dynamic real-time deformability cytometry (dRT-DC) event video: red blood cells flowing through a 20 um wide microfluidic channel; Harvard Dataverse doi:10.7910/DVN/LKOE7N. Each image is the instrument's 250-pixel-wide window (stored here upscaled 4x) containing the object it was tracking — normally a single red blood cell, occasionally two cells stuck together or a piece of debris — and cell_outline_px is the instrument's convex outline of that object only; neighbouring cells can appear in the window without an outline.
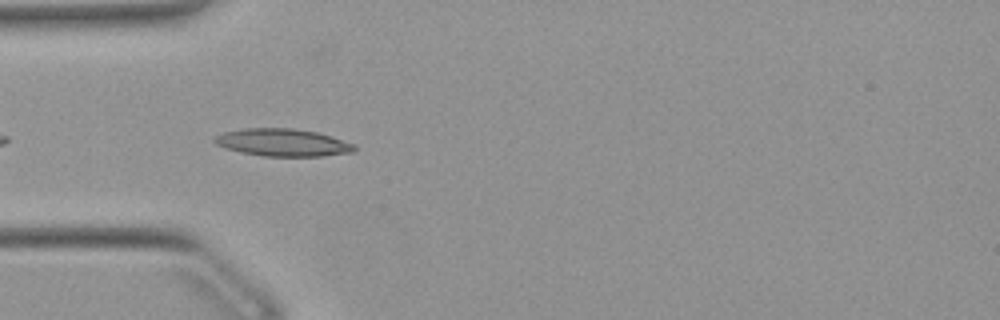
{"species": "Egyptian fruit bat (a non-hibernating species)", "species_latin": "Rousettus aegyptiacus", "temperature_condition": "warm", "stored_images_in_passage": 6, "camera_frame_rate_fps": 3000, "um_per_image_px": 0.085, "animal": {"sex": "female"}, "frame": {"image": 1, "passage_image": 3, "time_ms": 0.667, "image_size_px": [1000, 320], "cell_outline_px": [[356, 148], [352, 152], [320, 156], [264, 156], [224, 148], [216, 144], [212, 140], [212, 136], [224, 132], [244, 128], [292, 128], [316, 132], [332, 136], [356, 144]], "centroid_in_image_um": [24.01, 12.1], "position_along_channel_um": 61.0, "area_um2": 22.43}}
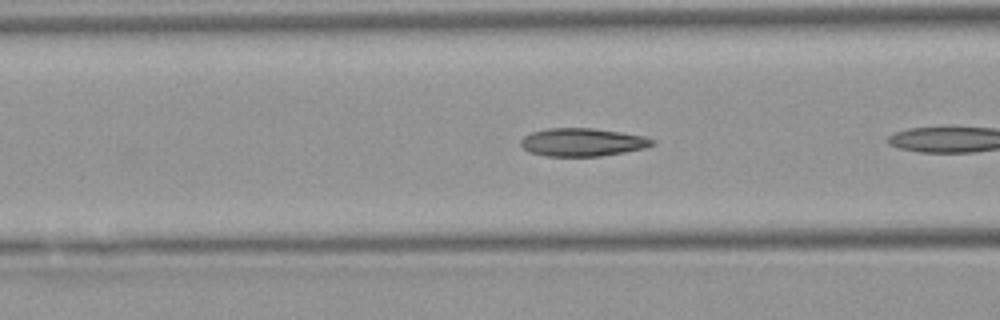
{"frame": {"image": 2, "passage_image": 5, "time_ms": 1.333, "image_size_px": [1000, 320], "cell_outline_px": [[656, 144], [644, 148], [624, 152], [600, 156], [544, 156], [528, 152], [520, 144], [520, 140], [524, 136], [532, 132], [548, 128], [592, 128], [620, 132], [644, 136], [656, 140]], "centroid_in_image_um": [49.5, 12.09], "position_along_channel_um": 117.1, "area_um2": 21.56}}